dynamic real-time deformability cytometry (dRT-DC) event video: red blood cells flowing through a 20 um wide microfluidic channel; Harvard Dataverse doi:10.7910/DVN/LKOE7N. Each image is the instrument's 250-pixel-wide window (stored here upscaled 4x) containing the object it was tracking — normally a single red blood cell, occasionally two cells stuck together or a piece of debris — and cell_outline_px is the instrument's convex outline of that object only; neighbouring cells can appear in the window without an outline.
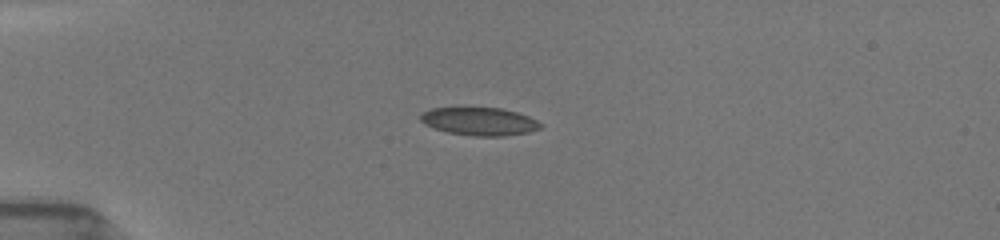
{"species": "common noctule bat (a hibernating species)", "species_latin": "Nyctalus noctula", "temperature_condition": "room temperature", "stored_images_in_passage": 22, "camera_frame_rate_fps": 3000, "um_per_image_px": 0.085, "animal": {"sex": "female", "body_mass_g": 19.5, "forearm_length_mm": 54.1}, "frame": {"image": 1, "passage_image": 9, "time_ms": 4.333, "image_size_px": [1000, 240], "cell_outline_px": [[540, 128], [528, 132], [504, 136], [472, 136], [448, 132], [424, 124], [420, 120], [420, 116], [424, 112], [432, 108], [500, 108], [516, 112], [528, 116], [536, 120], [540, 124]], "centroid_in_image_um": [40.74, 10.32], "position_along_channel_um": 44.3, "area_um2": 19.25}}
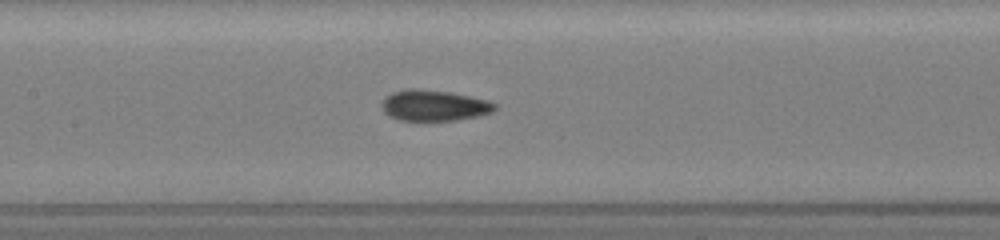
{"frame": {"image": 2, "passage_image": 17, "time_ms": 8.333, "image_size_px": [1000, 240], "cell_outline_px": [[496, 108], [492, 112], [480, 116], [456, 120], [400, 120], [388, 116], [380, 108], [380, 104], [384, 96], [392, 92], [408, 88], [416, 88], [448, 92], [468, 96], [484, 100], [496, 104]], "centroid_in_image_um": [36.81, 8.96], "position_along_channel_um": 170.6, "area_um2": 20.4}}
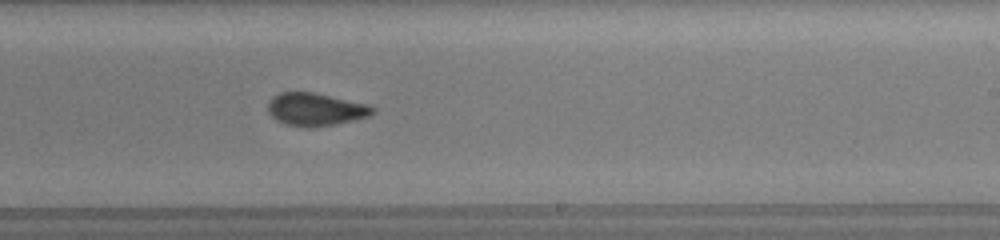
{"frame": {"image": 3, "passage_image": 22, "time_ms": 10.667, "image_size_px": [1000, 240], "cell_outline_px": [[376, 112], [368, 116], [336, 124], [312, 128], [308, 128], [288, 124], [276, 120], [268, 112], [268, 104], [280, 92], [312, 92], [368, 104], [376, 108]], "centroid_in_image_um": [26.86, 9.3], "position_along_channel_um": 262.1, "area_um2": 19.83}}